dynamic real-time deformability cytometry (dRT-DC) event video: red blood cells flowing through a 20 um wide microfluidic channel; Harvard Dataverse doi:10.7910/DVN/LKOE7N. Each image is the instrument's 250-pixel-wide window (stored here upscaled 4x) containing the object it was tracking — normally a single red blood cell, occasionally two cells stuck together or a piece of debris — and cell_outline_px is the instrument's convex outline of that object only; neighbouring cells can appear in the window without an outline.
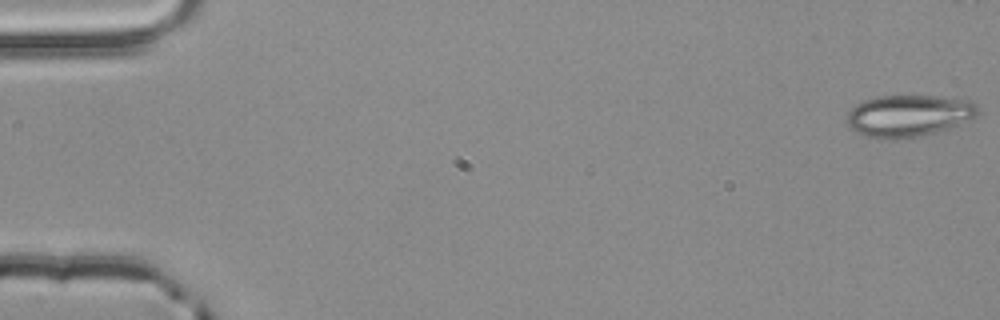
{"species": "common noctule bat (a hibernating species)", "species_latin": "Nyctalus noctula", "temperature_condition": "room temperature", "stored_images_in_passage": 43, "camera_frame_rate_fps": 3000, "um_per_image_px": 0.085, "animal": {"sex": "male", "body_mass_g": 20.4}, "frame": {"image": 1, "passage_image": 1, "time_ms": 0.0, "image_size_px": [1000, 320], "cell_outline_px": [[980, 112], [956, 124], [920, 136], [868, 136], [856, 132], [848, 124], [848, 112], [856, 104], [864, 100], [876, 96], [936, 96], [968, 100], [976, 104], [980, 108]], "centroid_in_image_um": [77.22, 9.77], "position_along_channel_um": 7.8, "area_um2": 30.52}}
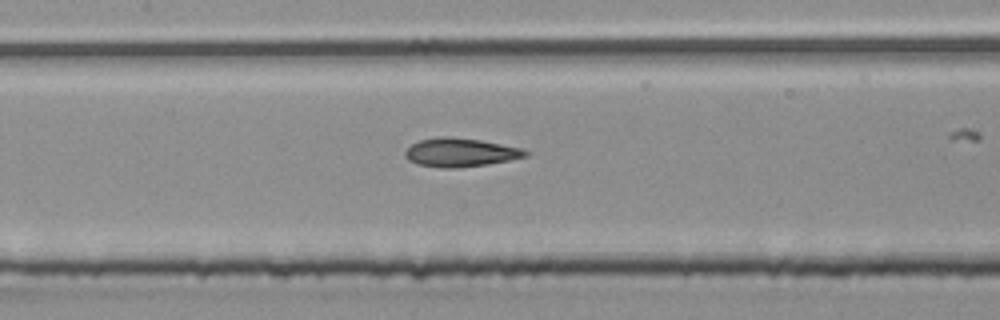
{"frame": {"image": 2, "passage_image": 26, "time_ms": 8.333, "image_size_px": [1000, 320], "cell_outline_px": [[528, 156], [488, 164], [452, 168], [444, 168], [416, 164], [408, 160], [404, 156], [404, 152], [412, 144], [420, 140], [440, 136], [448, 136], [480, 140], [524, 148], [528, 152]], "centroid_in_image_um": [39.12, 12.95], "position_along_channel_um": 168.3, "area_um2": 20.06}}
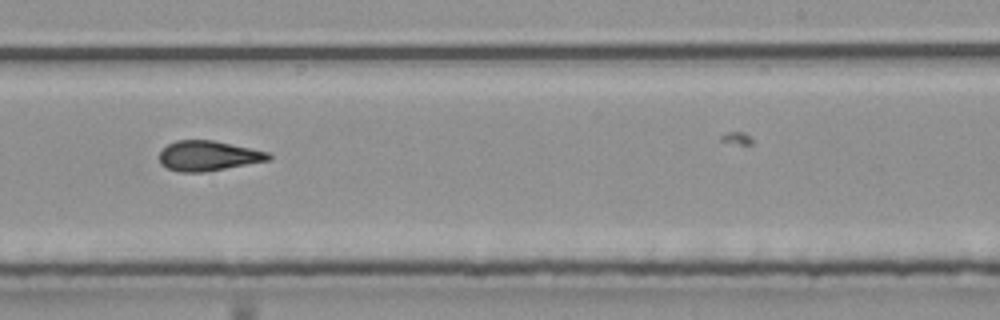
{"frame": {"image": 3, "passage_image": 34, "time_ms": 11.0, "image_size_px": [1000, 320], "cell_outline_px": [[272, 160], [204, 172], [180, 172], [168, 168], [160, 164], [160, 152], [168, 144], [176, 140], [212, 140], [268, 152], [272, 156]], "centroid_in_image_um": [17.71, 13.25], "position_along_channel_um": 271.3, "area_um2": 19.02}}